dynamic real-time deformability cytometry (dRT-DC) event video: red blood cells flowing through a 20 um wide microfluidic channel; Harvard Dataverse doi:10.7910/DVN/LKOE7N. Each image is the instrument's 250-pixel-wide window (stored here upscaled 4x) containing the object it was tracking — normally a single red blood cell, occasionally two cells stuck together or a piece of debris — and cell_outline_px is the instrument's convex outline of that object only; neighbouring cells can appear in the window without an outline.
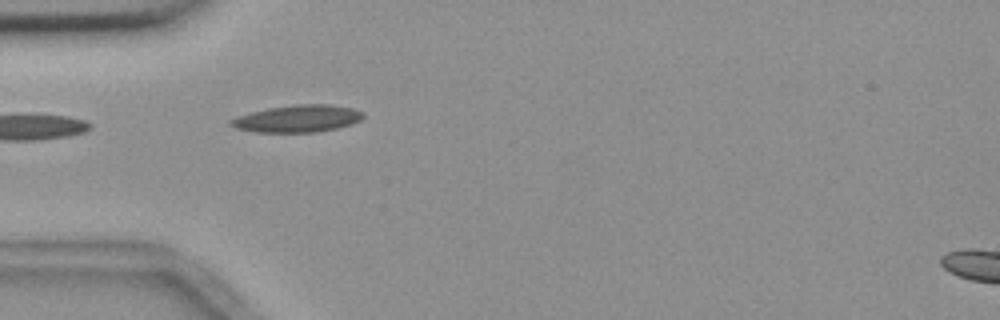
{"species": "common noctule bat (a hibernating species)", "species_latin": "Nyctalus noctula", "temperature_condition": "room temperature", "stored_images_in_passage": 10, "camera_frame_rate_fps": 3000, "um_per_image_px": 0.085, "animal": {"sex": "female", "body_mass_g": 18.4}, "frame": {"image": 1, "passage_image": 2, "time_ms": 1.0, "image_size_px": [1000, 320], "cell_outline_px": [[364, 116], [360, 120], [352, 124], [336, 128], [316, 132], [256, 132], [236, 128], [228, 124], [228, 120], [236, 116], [268, 108], [296, 104], [332, 104], [352, 108], [364, 112]], "centroid_in_image_um": [25.29, 10.08], "position_along_channel_um": 59.7, "area_um2": 21.04}}
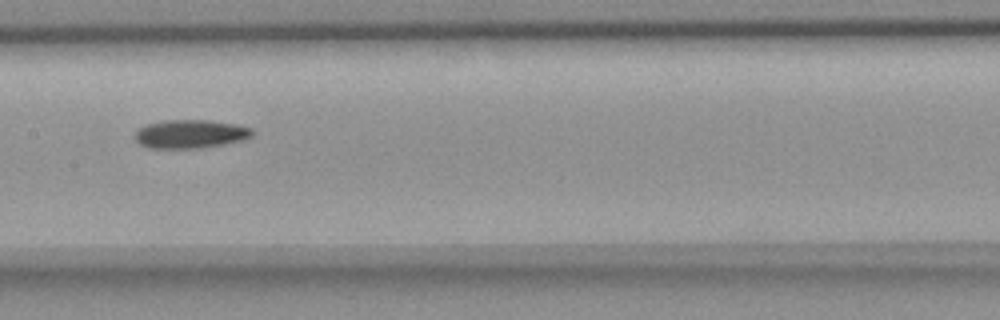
{"frame": {"image": 2, "passage_image": 5, "time_ms": 4.667, "image_size_px": [1000, 320], "cell_outline_px": [[252, 136], [244, 140], [224, 144], [200, 148], [148, 148], [140, 144], [136, 140], [136, 132], [144, 124], [164, 120], [208, 120], [236, 124], [252, 128]], "centroid_in_image_um": [16.19, 11.38], "position_along_channel_um": 191.2, "area_um2": 19.54}}
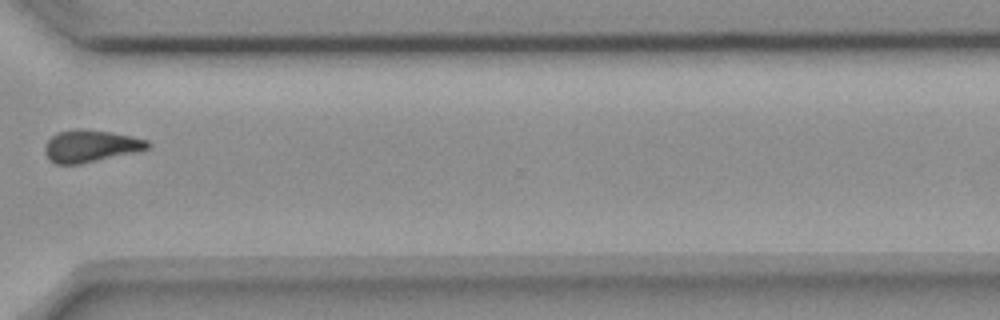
{"frame": {"image": 3, "passage_image": 9, "time_ms": 9.333, "image_size_px": [1000, 320], "cell_outline_px": [[152, 144], [148, 148], [132, 152], [80, 164], [56, 164], [48, 160], [44, 152], [44, 144], [56, 132], [76, 128], [112, 132], [132, 136], [148, 140]], "centroid_in_image_um": [7.64, 12.4], "position_along_channel_um": 363.0, "area_um2": 19.25}, "authors_computed_cell_mechanics": {"area_um2": 19.4497, "velocity_mm_per_s": 3.667, "shape_relaxation_time_tau1_ms": 4.3768, "shape_relaxation_time_tau2_ms": null, "deformation_change_tau1": 0.1153, "deformation_change_tau2": null}}